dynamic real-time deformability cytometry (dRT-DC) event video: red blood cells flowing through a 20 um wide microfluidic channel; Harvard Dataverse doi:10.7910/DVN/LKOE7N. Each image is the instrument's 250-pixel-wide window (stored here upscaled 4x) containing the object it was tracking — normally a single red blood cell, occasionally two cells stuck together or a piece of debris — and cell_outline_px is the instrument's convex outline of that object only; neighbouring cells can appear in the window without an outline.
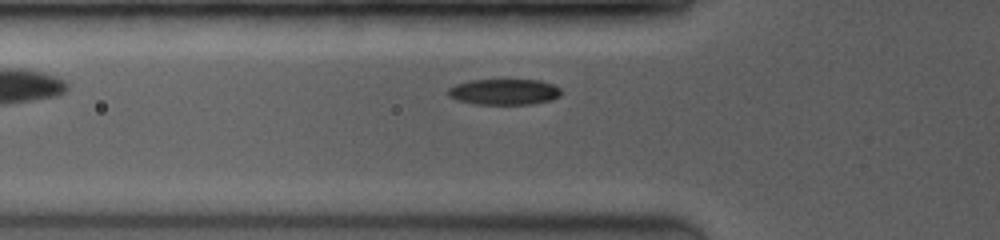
{"species": "common noctule bat (a hibernating species)", "species_latin": "Nyctalus noctula", "temperature_condition": "room temperature", "stored_images_in_passage": 5, "camera_frame_rate_fps": 3500, "um_per_image_px": 0.085, "animal": {"sex": "female", "body_mass_g": 19.0, "forearm_length_mm": 53.3}, "frame": {"image": 1, "passage_image": 5, "time_ms": 2.571, "image_size_px": [1000, 240], "cell_outline_px": [[560, 96], [552, 100], [532, 104], [476, 104], [456, 100], [448, 96], [448, 88], [456, 84], [468, 80], [540, 80], [552, 84], [560, 88]], "centroid_in_image_um": [42.84, 7.81], "position_along_channel_um": 83.0, "area_um2": 17.11}}